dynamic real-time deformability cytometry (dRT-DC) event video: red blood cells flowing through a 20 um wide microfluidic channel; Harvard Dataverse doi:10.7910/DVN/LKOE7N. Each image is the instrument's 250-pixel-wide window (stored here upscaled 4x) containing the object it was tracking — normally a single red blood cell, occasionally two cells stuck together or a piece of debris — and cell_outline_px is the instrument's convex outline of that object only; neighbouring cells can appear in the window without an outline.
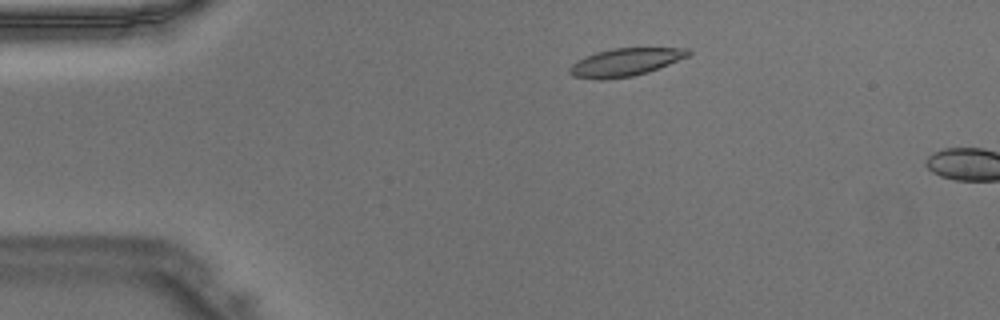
{"species": "Egyptian fruit bat (a non-hibernating species)", "species_latin": "Rousettus aegyptiacus", "temperature_condition": "warm", "stored_images_in_passage": 3, "camera_frame_rate_fps": 3000, "um_per_image_px": 0.085, "animal": {"sex": "male"}, "frame": {"image": 1, "passage_image": 1, "time_ms": 0.0, "image_size_px": [1000, 320], "cell_outline_px": [[692, 52], [688, 56], [660, 68], [648, 72], [632, 76], [604, 80], [596, 80], [572, 76], [568, 72], [568, 68], [572, 64], [596, 52], [612, 48], [688, 48]], "centroid_in_image_um": [53.15, 5.3], "position_along_channel_um": 31.9, "area_um2": 19.25}}